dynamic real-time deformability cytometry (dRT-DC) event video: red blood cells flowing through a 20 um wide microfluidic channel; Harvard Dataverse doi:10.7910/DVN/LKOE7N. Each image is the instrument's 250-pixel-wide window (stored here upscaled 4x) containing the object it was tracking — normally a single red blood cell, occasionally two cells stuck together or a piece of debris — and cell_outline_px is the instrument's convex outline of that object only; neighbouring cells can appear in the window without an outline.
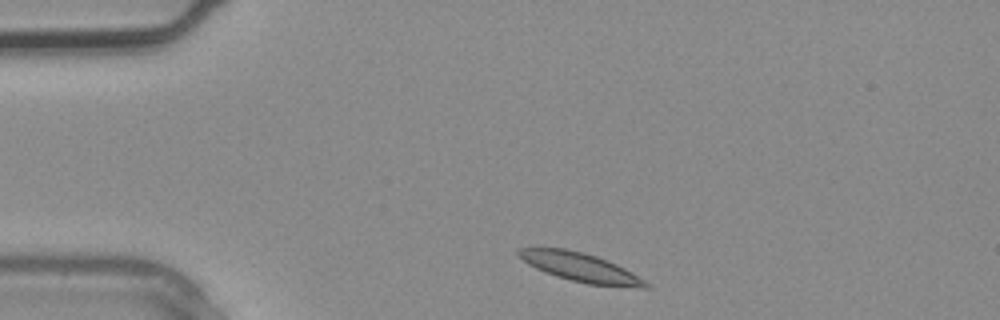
{"species": "common noctule bat (a hibernating species)", "species_latin": "Nyctalus noctula", "temperature_condition": "warm", "stored_images_in_passage": 2, "camera_frame_rate_fps": 3000, "um_per_image_px": 0.085, "animal": {"sex": "male", "body_mass_g": 20.4}, "frame": {"image": 1, "passage_image": 1, "time_ms": 0.0, "image_size_px": [1000, 320], "cell_outline_px": [[652, 288], [640, 288], [588, 284], [556, 276], [536, 268], [528, 264], [516, 252], [520, 248], [564, 248], [584, 252], [608, 260], [632, 272], [652, 284]], "centroid_in_image_um": [49.42, 22.73], "position_along_channel_um": 35.6, "area_um2": 21.33}}